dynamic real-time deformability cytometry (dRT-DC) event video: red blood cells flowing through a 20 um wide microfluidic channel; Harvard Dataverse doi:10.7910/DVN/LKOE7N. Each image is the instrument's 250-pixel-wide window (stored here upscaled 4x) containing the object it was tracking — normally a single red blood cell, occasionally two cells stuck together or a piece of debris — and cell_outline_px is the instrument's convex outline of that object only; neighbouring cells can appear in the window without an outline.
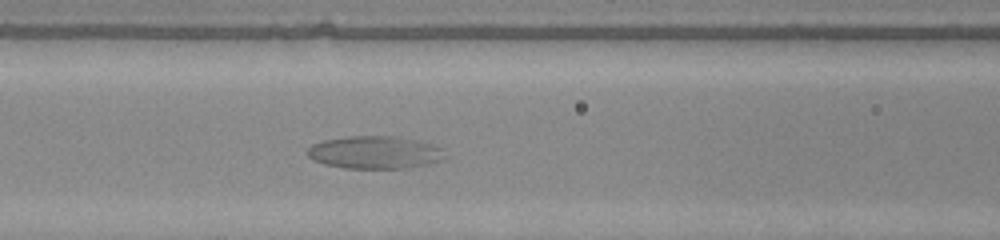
{"species": "common noctule bat (a hibernating species)", "species_latin": "Nyctalus noctula", "temperature_condition": "warm", "stored_images_in_passage": 27, "camera_frame_rate_fps": 3000, "um_per_image_px": 0.085, "animal": {"sex": "male", "body_mass_g": 20.0, "forearm_length_mm": 53.3}, "frame": {"image": 1, "passage_image": 7, "time_ms": 2.0, "image_size_px": [1000, 240], "cell_outline_px": [[444, 148], [440, 160], [428, 164], [404, 168], [344, 168], [324, 164], [312, 160], [308, 156], [308, 148], [312, 144], [324, 140], [348, 136], [392, 136], [432, 144]], "centroid_in_image_um": [31.8, 12.95], "position_along_channel_um": 134.8, "area_um2": 25.89}}
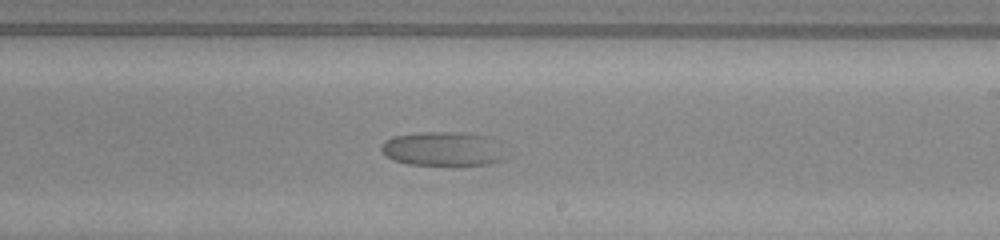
{"frame": {"image": 2, "passage_image": 16, "time_ms": 5.0, "image_size_px": [1000, 240], "cell_outline_px": [[504, 160], [492, 164], [408, 164], [392, 160], [380, 148], [384, 140], [392, 136], [420, 132], [464, 132], [488, 136]], "centroid_in_image_um": [37.53, 12.64], "position_along_channel_um": 251.5, "area_um2": 24.1}}
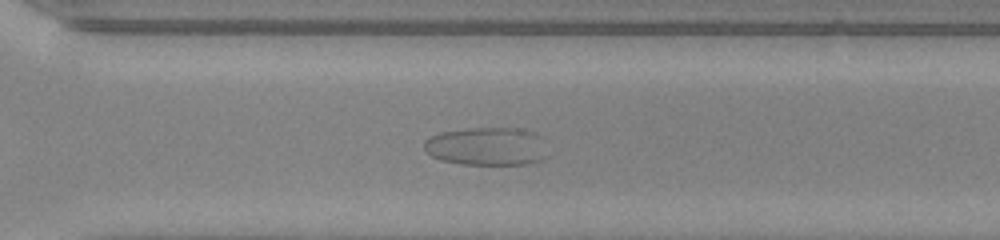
{"frame": {"image": 3, "passage_image": 22, "time_ms": 7.0, "image_size_px": [1000, 240], "cell_outline_px": [[548, 156], [540, 160], [528, 164], [460, 164], [440, 160], [432, 156], [424, 148], [424, 140], [428, 136], [440, 132], [468, 128], [520, 128], [536, 132], [544, 136]], "centroid_in_image_um": [41.43, 12.43], "position_along_channel_um": 329.2, "area_um2": 28.09}}